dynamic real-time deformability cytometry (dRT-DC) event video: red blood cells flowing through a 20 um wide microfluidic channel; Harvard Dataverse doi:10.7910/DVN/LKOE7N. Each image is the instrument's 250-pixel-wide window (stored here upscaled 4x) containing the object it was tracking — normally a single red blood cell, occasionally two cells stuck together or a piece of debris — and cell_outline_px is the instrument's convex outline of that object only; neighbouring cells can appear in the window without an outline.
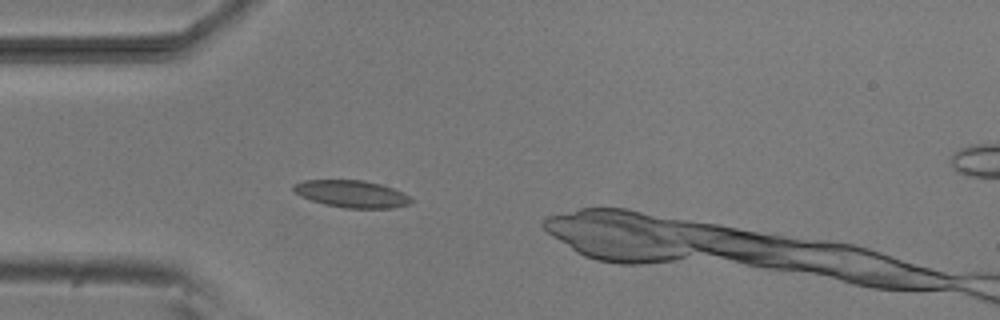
{"species": "common noctule bat (a hibernating species)", "species_latin": "Nyctalus noctula", "temperature_condition": "room temperature", "stored_images_in_passage": 26, "camera_frame_rate_fps": 3000, "um_per_image_px": 0.085, "animal": {"sex": "male", "body_mass_g": 20.5, "forearm_length_mm": 52.5}, "frame": {"image": 1, "passage_image": 6, "time_ms": 1.667, "image_size_px": [1000, 320], "cell_outline_px": [[412, 200], [408, 204], [392, 208], [344, 208], [324, 204], [300, 196], [292, 192], [292, 184], [304, 180], [364, 180], [380, 184], [404, 192]], "centroid_in_image_um": [29.84, 16.47], "position_along_channel_um": 55.2, "area_um2": 18.67}}
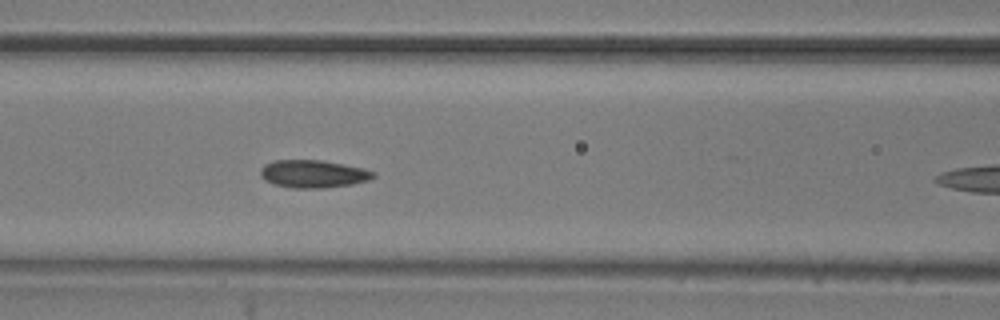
{"frame": {"image": 2, "passage_image": 13, "time_ms": 4.0, "image_size_px": [1000, 320], "cell_outline_px": [[376, 176], [368, 180], [352, 184], [324, 188], [292, 188], [272, 184], [264, 180], [260, 176], [260, 168], [264, 164], [272, 160], [320, 160], [360, 168], [376, 172]], "centroid_in_image_um": [26.56, 14.78], "position_along_channel_um": 140.0, "area_um2": 18.26}}
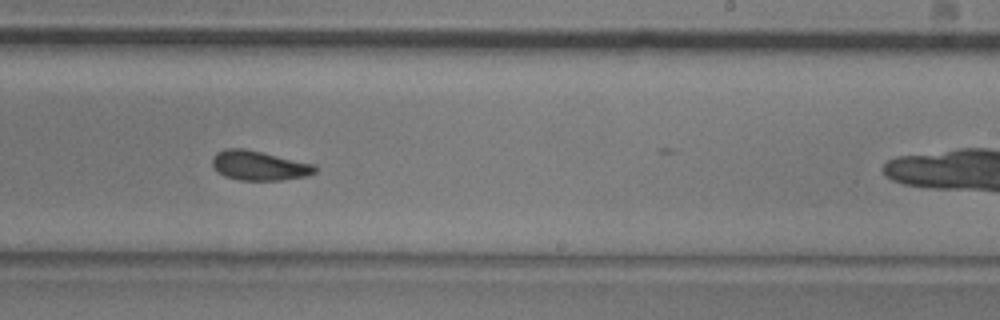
{"frame": {"image": 3, "passage_image": 23, "time_ms": 7.333, "image_size_px": [1000, 320], "cell_outline_px": [[316, 172], [304, 176], [280, 180], [236, 180], [224, 176], [216, 172], [212, 164], [212, 156], [216, 152], [224, 148], [244, 148], [316, 164]], "centroid_in_image_um": [21.97, 14.06], "position_along_channel_um": 267.0, "area_um2": 17.86}}